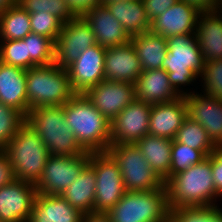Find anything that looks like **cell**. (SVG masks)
Segmentation results:
<instances>
[{
	"label": "cell",
	"instance_id": "obj_1",
	"mask_svg": "<svg viewBox=\"0 0 222 222\" xmlns=\"http://www.w3.org/2000/svg\"><path fill=\"white\" fill-rule=\"evenodd\" d=\"M67 125L87 152H107L111 123L84 94H75L63 105Z\"/></svg>",
	"mask_w": 222,
	"mask_h": 222
},
{
	"label": "cell",
	"instance_id": "obj_2",
	"mask_svg": "<svg viewBox=\"0 0 222 222\" xmlns=\"http://www.w3.org/2000/svg\"><path fill=\"white\" fill-rule=\"evenodd\" d=\"M211 160L202 162L172 175L166 182L169 208L213 206L216 193Z\"/></svg>",
	"mask_w": 222,
	"mask_h": 222
},
{
	"label": "cell",
	"instance_id": "obj_3",
	"mask_svg": "<svg viewBox=\"0 0 222 222\" xmlns=\"http://www.w3.org/2000/svg\"><path fill=\"white\" fill-rule=\"evenodd\" d=\"M26 123L39 134L50 155L75 156L86 152L67 125L63 105L30 109Z\"/></svg>",
	"mask_w": 222,
	"mask_h": 222
},
{
	"label": "cell",
	"instance_id": "obj_4",
	"mask_svg": "<svg viewBox=\"0 0 222 222\" xmlns=\"http://www.w3.org/2000/svg\"><path fill=\"white\" fill-rule=\"evenodd\" d=\"M17 180L37 184L50 156L39 134L26 122L3 149Z\"/></svg>",
	"mask_w": 222,
	"mask_h": 222
},
{
	"label": "cell",
	"instance_id": "obj_5",
	"mask_svg": "<svg viewBox=\"0 0 222 222\" xmlns=\"http://www.w3.org/2000/svg\"><path fill=\"white\" fill-rule=\"evenodd\" d=\"M26 85L27 114L42 106L64 105L76 94L67 69L56 63L27 69Z\"/></svg>",
	"mask_w": 222,
	"mask_h": 222
},
{
	"label": "cell",
	"instance_id": "obj_6",
	"mask_svg": "<svg viewBox=\"0 0 222 222\" xmlns=\"http://www.w3.org/2000/svg\"><path fill=\"white\" fill-rule=\"evenodd\" d=\"M166 39L168 49L162 68L167 72L174 90L181 96H186L188 93L178 88L194 82L201 75L205 62L203 54L195 35H172Z\"/></svg>",
	"mask_w": 222,
	"mask_h": 222
},
{
	"label": "cell",
	"instance_id": "obj_7",
	"mask_svg": "<svg viewBox=\"0 0 222 222\" xmlns=\"http://www.w3.org/2000/svg\"><path fill=\"white\" fill-rule=\"evenodd\" d=\"M167 187L149 191H127L106 213L111 222H168Z\"/></svg>",
	"mask_w": 222,
	"mask_h": 222
},
{
	"label": "cell",
	"instance_id": "obj_8",
	"mask_svg": "<svg viewBox=\"0 0 222 222\" xmlns=\"http://www.w3.org/2000/svg\"><path fill=\"white\" fill-rule=\"evenodd\" d=\"M107 152L119 165L127 191H149L165 186L135 144L110 145Z\"/></svg>",
	"mask_w": 222,
	"mask_h": 222
},
{
	"label": "cell",
	"instance_id": "obj_9",
	"mask_svg": "<svg viewBox=\"0 0 222 222\" xmlns=\"http://www.w3.org/2000/svg\"><path fill=\"white\" fill-rule=\"evenodd\" d=\"M89 164L96 177L94 212H107L127 192L119 165L108 152H90Z\"/></svg>",
	"mask_w": 222,
	"mask_h": 222
},
{
	"label": "cell",
	"instance_id": "obj_10",
	"mask_svg": "<svg viewBox=\"0 0 222 222\" xmlns=\"http://www.w3.org/2000/svg\"><path fill=\"white\" fill-rule=\"evenodd\" d=\"M90 152L81 155H50L42 177L36 184L37 193L61 195L89 163Z\"/></svg>",
	"mask_w": 222,
	"mask_h": 222
},
{
	"label": "cell",
	"instance_id": "obj_11",
	"mask_svg": "<svg viewBox=\"0 0 222 222\" xmlns=\"http://www.w3.org/2000/svg\"><path fill=\"white\" fill-rule=\"evenodd\" d=\"M96 44L93 30L85 19L78 15L62 26L55 41V63L67 68L82 52Z\"/></svg>",
	"mask_w": 222,
	"mask_h": 222
},
{
	"label": "cell",
	"instance_id": "obj_12",
	"mask_svg": "<svg viewBox=\"0 0 222 222\" xmlns=\"http://www.w3.org/2000/svg\"><path fill=\"white\" fill-rule=\"evenodd\" d=\"M152 105L135 99L111 121V145L135 144L149 134Z\"/></svg>",
	"mask_w": 222,
	"mask_h": 222
},
{
	"label": "cell",
	"instance_id": "obj_13",
	"mask_svg": "<svg viewBox=\"0 0 222 222\" xmlns=\"http://www.w3.org/2000/svg\"><path fill=\"white\" fill-rule=\"evenodd\" d=\"M84 95L110 123L136 99L134 84L110 80H103Z\"/></svg>",
	"mask_w": 222,
	"mask_h": 222
},
{
	"label": "cell",
	"instance_id": "obj_14",
	"mask_svg": "<svg viewBox=\"0 0 222 222\" xmlns=\"http://www.w3.org/2000/svg\"><path fill=\"white\" fill-rule=\"evenodd\" d=\"M36 195V185L22 180L0 187V220L29 222Z\"/></svg>",
	"mask_w": 222,
	"mask_h": 222
},
{
	"label": "cell",
	"instance_id": "obj_15",
	"mask_svg": "<svg viewBox=\"0 0 222 222\" xmlns=\"http://www.w3.org/2000/svg\"><path fill=\"white\" fill-rule=\"evenodd\" d=\"M106 48L98 44L82 52L66 69L73 91L84 94L105 80L104 63Z\"/></svg>",
	"mask_w": 222,
	"mask_h": 222
},
{
	"label": "cell",
	"instance_id": "obj_16",
	"mask_svg": "<svg viewBox=\"0 0 222 222\" xmlns=\"http://www.w3.org/2000/svg\"><path fill=\"white\" fill-rule=\"evenodd\" d=\"M185 99L187 116L207 131L216 146L222 145V100L195 92H189Z\"/></svg>",
	"mask_w": 222,
	"mask_h": 222
},
{
	"label": "cell",
	"instance_id": "obj_17",
	"mask_svg": "<svg viewBox=\"0 0 222 222\" xmlns=\"http://www.w3.org/2000/svg\"><path fill=\"white\" fill-rule=\"evenodd\" d=\"M200 13L196 7L178 0L164 13L151 21L149 31L164 38L172 35H194Z\"/></svg>",
	"mask_w": 222,
	"mask_h": 222
},
{
	"label": "cell",
	"instance_id": "obj_18",
	"mask_svg": "<svg viewBox=\"0 0 222 222\" xmlns=\"http://www.w3.org/2000/svg\"><path fill=\"white\" fill-rule=\"evenodd\" d=\"M142 71L137 52L131 41L123 45L106 48L105 80L134 84Z\"/></svg>",
	"mask_w": 222,
	"mask_h": 222
},
{
	"label": "cell",
	"instance_id": "obj_19",
	"mask_svg": "<svg viewBox=\"0 0 222 222\" xmlns=\"http://www.w3.org/2000/svg\"><path fill=\"white\" fill-rule=\"evenodd\" d=\"M81 16L93 30L99 46L115 47L131 41L129 34L104 4L96 5Z\"/></svg>",
	"mask_w": 222,
	"mask_h": 222
},
{
	"label": "cell",
	"instance_id": "obj_20",
	"mask_svg": "<svg viewBox=\"0 0 222 222\" xmlns=\"http://www.w3.org/2000/svg\"><path fill=\"white\" fill-rule=\"evenodd\" d=\"M187 117L185 96L169 103L152 105L149 135L173 140Z\"/></svg>",
	"mask_w": 222,
	"mask_h": 222
},
{
	"label": "cell",
	"instance_id": "obj_21",
	"mask_svg": "<svg viewBox=\"0 0 222 222\" xmlns=\"http://www.w3.org/2000/svg\"><path fill=\"white\" fill-rule=\"evenodd\" d=\"M134 85L136 98L149 105L169 103L181 97L163 68L142 71Z\"/></svg>",
	"mask_w": 222,
	"mask_h": 222
},
{
	"label": "cell",
	"instance_id": "obj_22",
	"mask_svg": "<svg viewBox=\"0 0 222 222\" xmlns=\"http://www.w3.org/2000/svg\"><path fill=\"white\" fill-rule=\"evenodd\" d=\"M82 216L61 195L37 193L29 222H81Z\"/></svg>",
	"mask_w": 222,
	"mask_h": 222
},
{
	"label": "cell",
	"instance_id": "obj_23",
	"mask_svg": "<svg viewBox=\"0 0 222 222\" xmlns=\"http://www.w3.org/2000/svg\"><path fill=\"white\" fill-rule=\"evenodd\" d=\"M27 70L0 61V102L27 116Z\"/></svg>",
	"mask_w": 222,
	"mask_h": 222
},
{
	"label": "cell",
	"instance_id": "obj_24",
	"mask_svg": "<svg viewBox=\"0 0 222 222\" xmlns=\"http://www.w3.org/2000/svg\"><path fill=\"white\" fill-rule=\"evenodd\" d=\"M194 35L204 61L222 59V15L219 10L201 12Z\"/></svg>",
	"mask_w": 222,
	"mask_h": 222
},
{
	"label": "cell",
	"instance_id": "obj_25",
	"mask_svg": "<svg viewBox=\"0 0 222 222\" xmlns=\"http://www.w3.org/2000/svg\"><path fill=\"white\" fill-rule=\"evenodd\" d=\"M103 4L130 37L150 30L151 21L142 0H111Z\"/></svg>",
	"mask_w": 222,
	"mask_h": 222
},
{
	"label": "cell",
	"instance_id": "obj_26",
	"mask_svg": "<svg viewBox=\"0 0 222 222\" xmlns=\"http://www.w3.org/2000/svg\"><path fill=\"white\" fill-rule=\"evenodd\" d=\"M172 141L148 134L135 143L149 166L164 182L170 178Z\"/></svg>",
	"mask_w": 222,
	"mask_h": 222
},
{
	"label": "cell",
	"instance_id": "obj_27",
	"mask_svg": "<svg viewBox=\"0 0 222 222\" xmlns=\"http://www.w3.org/2000/svg\"><path fill=\"white\" fill-rule=\"evenodd\" d=\"M95 190V170L88 163L61 196L84 214L94 212Z\"/></svg>",
	"mask_w": 222,
	"mask_h": 222
},
{
	"label": "cell",
	"instance_id": "obj_28",
	"mask_svg": "<svg viewBox=\"0 0 222 222\" xmlns=\"http://www.w3.org/2000/svg\"><path fill=\"white\" fill-rule=\"evenodd\" d=\"M143 71L161 69L166 57L167 39L150 31L131 36Z\"/></svg>",
	"mask_w": 222,
	"mask_h": 222
},
{
	"label": "cell",
	"instance_id": "obj_29",
	"mask_svg": "<svg viewBox=\"0 0 222 222\" xmlns=\"http://www.w3.org/2000/svg\"><path fill=\"white\" fill-rule=\"evenodd\" d=\"M29 13L18 3L0 15V40H20L31 33Z\"/></svg>",
	"mask_w": 222,
	"mask_h": 222
},
{
	"label": "cell",
	"instance_id": "obj_30",
	"mask_svg": "<svg viewBox=\"0 0 222 222\" xmlns=\"http://www.w3.org/2000/svg\"><path fill=\"white\" fill-rule=\"evenodd\" d=\"M174 140L199 151H214L216 148L207 131L189 117L183 121Z\"/></svg>",
	"mask_w": 222,
	"mask_h": 222
},
{
	"label": "cell",
	"instance_id": "obj_31",
	"mask_svg": "<svg viewBox=\"0 0 222 222\" xmlns=\"http://www.w3.org/2000/svg\"><path fill=\"white\" fill-rule=\"evenodd\" d=\"M168 222H222V210L217 205L172 208Z\"/></svg>",
	"mask_w": 222,
	"mask_h": 222
},
{
	"label": "cell",
	"instance_id": "obj_32",
	"mask_svg": "<svg viewBox=\"0 0 222 222\" xmlns=\"http://www.w3.org/2000/svg\"><path fill=\"white\" fill-rule=\"evenodd\" d=\"M23 40L27 44L28 56L37 66L55 63V42L52 39L31 32Z\"/></svg>",
	"mask_w": 222,
	"mask_h": 222
},
{
	"label": "cell",
	"instance_id": "obj_33",
	"mask_svg": "<svg viewBox=\"0 0 222 222\" xmlns=\"http://www.w3.org/2000/svg\"><path fill=\"white\" fill-rule=\"evenodd\" d=\"M28 13H51L63 23L73 20L77 15L65 0H17Z\"/></svg>",
	"mask_w": 222,
	"mask_h": 222
},
{
	"label": "cell",
	"instance_id": "obj_34",
	"mask_svg": "<svg viewBox=\"0 0 222 222\" xmlns=\"http://www.w3.org/2000/svg\"><path fill=\"white\" fill-rule=\"evenodd\" d=\"M214 151H199L189 146L172 141L170 177L180 171L202 162Z\"/></svg>",
	"mask_w": 222,
	"mask_h": 222
},
{
	"label": "cell",
	"instance_id": "obj_35",
	"mask_svg": "<svg viewBox=\"0 0 222 222\" xmlns=\"http://www.w3.org/2000/svg\"><path fill=\"white\" fill-rule=\"evenodd\" d=\"M0 61L23 69L37 65L28 56L27 44L23 39L0 41Z\"/></svg>",
	"mask_w": 222,
	"mask_h": 222
},
{
	"label": "cell",
	"instance_id": "obj_36",
	"mask_svg": "<svg viewBox=\"0 0 222 222\" xmlns=\"http://www.w3.org/2000/svg\"><path fill=\"white\" fill-rule=\"evenodd\" d=\"M25 122L26 117L21 112L0 102V150L9 144Z\"/></svg>",
	"mask_w": 222,
	"mask_h": 222
},
{
	"label": "cell",
	"instance_id": "obj_37",
	"mask_svg": "<svg viewBox=\"0 0 222 222\" xmlns=\"http://www.w3.org/2000/svg\"><path fill=\"white\" fill-rule=\"evenodd\" d=\"M32 33L46 36L54 42L62 30L63 22L51 13H29Z\"/></svg>",
	"mask_w": 222,
	"mask_h": 222
},
{
	"label": "cell",
	"instance_id": "obj_38",
	"mask_svg": "<svg viewBox=\"0 0 222 222\" xmlns=\"http://www.w3.org/2000/svg\"><path fill=\"white\" fill-rule=\"evenodd\" d=\"M200 77L204 80V93L222 100V59L205 61Z\"/></svg>",
	"mask_w": 222,
	"mask_h": 222
},
{
	"label": "cell",
	"instance_id": "obj_39",
	"mask_svg": "<svg viewBox=\"0 0 222 222\" xmlns=\"http://www.w3.org/2000/svg\"><path fill=\"white\" fill-rule=\"evenodd\" d=\"M208 158L211 160V170L216 193L222 196V145L216 146Z\"/></svg>",
	"mask_w": 222,
	"mask_h": 222
},
{
	"label": "cell",
	"instance_id": "obj_40",
	"mask_svg": "<svg viewBox=\"0 0 222 222\" xmlns=\"http://www.w3.org/2000/svg\"><path fill=\"white\" fill-rule=\"evenodd\" d=\"M150 21L164 13L178 0H142Z\"/></svg>",
	"mask_w": 222,
	"mask_h": 222
},
{
	"label": "cell",
	"instance_id": "obj_41",
	"mask_svg": "<svg viewBox=\"0 0 222 222\" xmlns=\"http://www.w3.org/2000/svg\"><path fill=\"white\" fill-rule=\"evenodd\" d=\"M16 179L11 162L7 159L5 152L0 150V187L8 185Z\"/></svg>",
	"mask_w": 222,
	"mask_h": 222
},
{
	"label": "cell",
	"instance_id": "obj_42",
	"mask_svg": "<svg viewBox=\"0 0 222 222\" xmlns=\"http://www.w3.org/2000/svg\"><path fill=\"white\" fill-rule=\"evenodd\" d=\"M74 13L82 15L87 10L92 9L96 5H101L102 0H65Z\"/></svg>",
	"mask_w": 222,
	"mask_h": 222
},
{
	"label": "cell",
	"instance_id": "obj_43",
	"mask_svg": "<svg viewBox=\"0 0 222 222\" xmlns=\"http://www.w3.org/2000/svg\"><path fill=\"white\" fill-rule=\"evenodd\" d=\"M196 7L200 12L217 11L220 0H182Z\"/></svg>",
	"mask_w": 222,
	"mask_h": 222
},
{
	"label": "cell",
	"instance_id": "obj_44",
	"mask_svg": "<svg viewBox=\"0 0 222 222\" xmlns=\"http://www.w3.org/2000/svg\"><path fill=\"white\" fill-rule=\"evenodd\" d=\"M81 222H111L106 212L84 213Z\"/></svg>",
	"mask_w": 222,
	"mask_h": 222
},
{
	"label": "cell",
	"instance_id": "obj_45",
	"mask_svg": "<svg viewBox=\"0 0 222 222\" xmlns=\"http://www.w3.org/2000/svg\"><path fill=\"white\" fill-rule=\"evenodd\" d=\"M15 4H17V0H0V15Z\"/></svg>",
	"mask_w": 222,
	"mask_h": 222
},
{
	"label": "cell",
	"instance_id": "obj_46",
	"mask_svg": "<svg viewBox=\"0 0 222 222\" xmlns=\"http://www.w3.org/2000/svg\"><path fill=\"white\" fill-rule=\"evenodd\" d=\"M108 1H111V0H102V4L105 3V2H108Z\"/></svg>",
	"mask_w": 222,
	"mask_h": 222
}]
</instances>
